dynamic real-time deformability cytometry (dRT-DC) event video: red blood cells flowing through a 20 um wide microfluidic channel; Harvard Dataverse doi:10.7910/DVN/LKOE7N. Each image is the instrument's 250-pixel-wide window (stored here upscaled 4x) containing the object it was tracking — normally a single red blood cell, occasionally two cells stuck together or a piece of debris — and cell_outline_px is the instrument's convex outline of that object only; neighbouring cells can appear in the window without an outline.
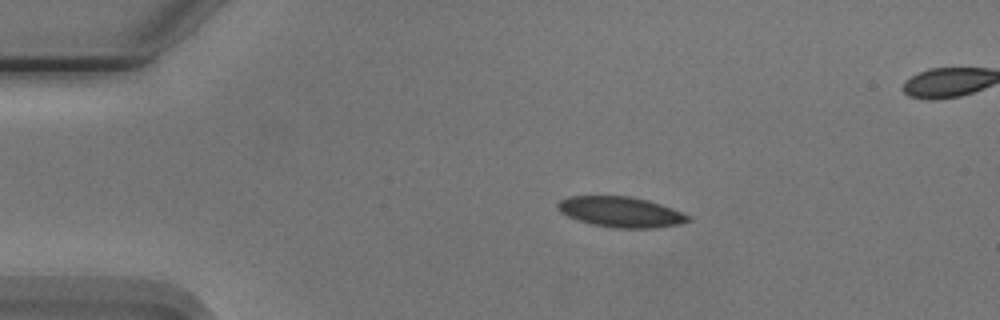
{"species": "Egyptian fruit bat (a non-hibernating species)", "species_latin": "Rousettus aegyptiacus", "temperature_condition": "cold", "stored_images_in_passage": 15, "camera_frame_rate_fps": 3000, "um_per_image_px": 0.085, "animal": {"sex": "male"}, "frame": {"image": 1, "passage_image": 10, "time_ms": 3.0, "image_size_px": [1000, 320], "cell_outline_px": [[692, 220], [680, 224], [652, 228], [616, 228], [592, 224], [576, 220], [560, 212], [556, 208], [556, 204], [560, 200], [568, 196], [628, 196], [648, 200], [672, 208], [688, 216]], "centroid_in_image_um": [52.72, 18.01], "position_along_channel_um": 32.3, "area_um2": 23.12}}